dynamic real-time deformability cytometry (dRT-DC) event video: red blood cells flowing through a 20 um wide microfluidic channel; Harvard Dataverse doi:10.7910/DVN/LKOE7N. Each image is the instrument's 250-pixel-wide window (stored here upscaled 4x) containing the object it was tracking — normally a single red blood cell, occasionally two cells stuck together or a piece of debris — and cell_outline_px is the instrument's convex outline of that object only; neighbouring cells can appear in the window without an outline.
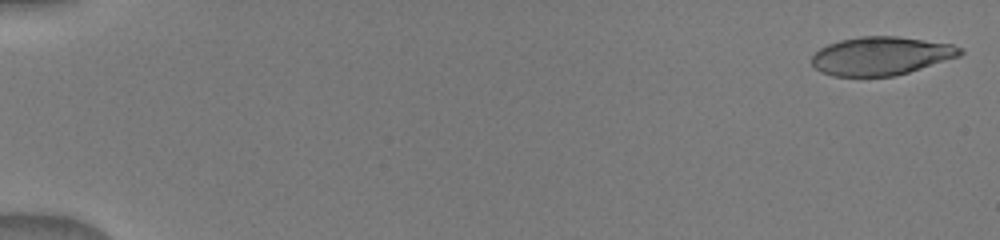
{"species": "human", "species_latin": "Homo sapiens", "temperature_condition": "warm", "stored_images_in_passage": 50, "camera_frame_rate_fps": 3000, "um_per_image_px": 0.085, "donor": {"sex": "male"}, "frame": {"image": 1, "passage_image": 1, "time_ms": 0.0, "image_size_px": [1000, 240], "cell_outline_px": [[964, 52], [960, 56], [908, 72], [892, 76], [832, 76], [816, 68], [812, 64], [812, 56], [820, 48], [828, 44], [840, 40], [860, 36], [896, 36], [952, 44], [964, 48]], "centroid_in_image_um": [74.91, 4.74], "position_along_channel_um": 10.1, "area_um2": 33.0}}
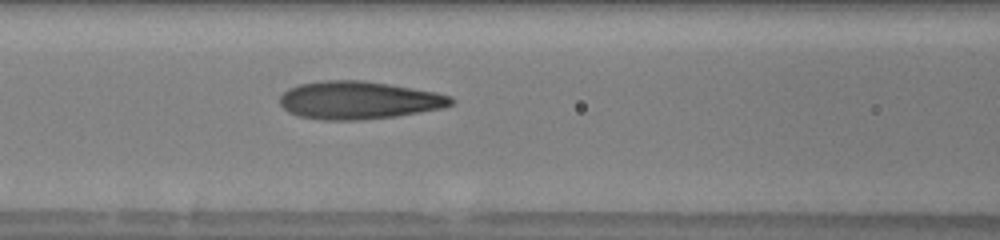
{"frame": {"image": 2, "passage_image": 23, "time_ms": 7.333, "image_size_px": [1000, 240], "cell_outline_px": [[456, 100], [452, 104], [444, 108], [396, 116], [360, 120], [324, 120], [300, 116], [288, 112], [280, 104], [280, 96], [288, 88], [300, 84], [324, 80], [364, 80], [436, 92], [452, 96]], "centroid_in_image_um": [30.51, 8.52], "position_along_channel_um": 136.1, "area_um2": 37.86}}
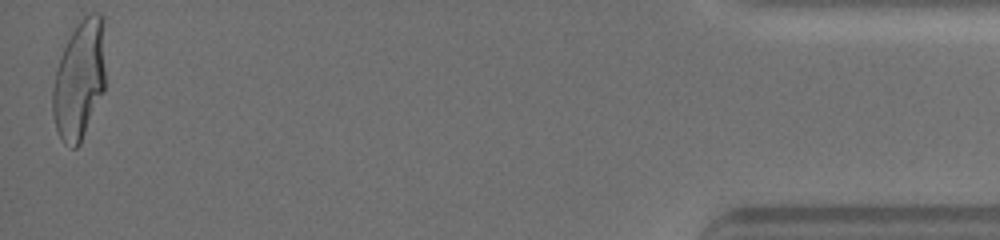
{"frame": {"image": 3, "passage_image": 49, "time_ms": 16.333, "image_size_px": [1000, 240], "cell_outline_px": [[104, 92], [80, 144], [76, 148], [72, 148], [64, 144], [56, 128], [52, 112], [52, 88], [56, 68], [60, 56], [72, 32], [84, 16], [92, 12], [100, 12], [104, 16]], "centroid_in_image_um": [6.75, 6.78], "position_along_channel_um": 428.4, "area_um2": 36.88}}